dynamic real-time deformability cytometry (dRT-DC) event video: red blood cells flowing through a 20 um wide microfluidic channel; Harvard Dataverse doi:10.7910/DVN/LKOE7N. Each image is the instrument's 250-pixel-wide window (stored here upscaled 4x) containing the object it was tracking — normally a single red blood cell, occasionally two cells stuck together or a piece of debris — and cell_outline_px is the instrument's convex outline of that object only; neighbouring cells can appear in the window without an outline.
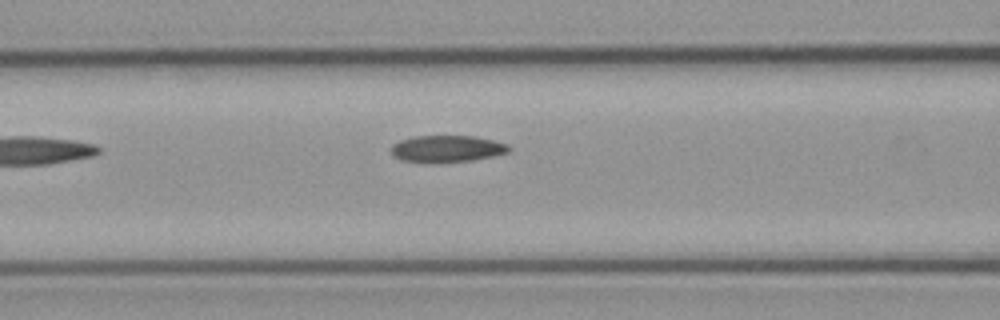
{"species": "common noctule bat (a hibernating species)", "species_latin": "Nyctalus noctula", "temperature_condition": "cold", "stored_images_in_passage": 6, "camera_frame_rate_fps": 3000, "um_per_image_px": 0.085, "animal": {"sex": "male", "body_mass_g": 23.1, "forearm_length_mm": 52.7}, "frame": {"image": 1, "passage_image": 6, "time_ms": 6.0, "image_size_px": [1000, 320], "cell_outline_px": [[512, 148], [508, 152], [492, 156], [472, 160], [400, 160], [392, 152], [392, 144], [400, 140], [416, 136], [476, 136], [508, 144]], "centroid_in_image_um": [38.05, 12.59], "position_along_channel_um": 128.5, "area_um2": 17.51}}